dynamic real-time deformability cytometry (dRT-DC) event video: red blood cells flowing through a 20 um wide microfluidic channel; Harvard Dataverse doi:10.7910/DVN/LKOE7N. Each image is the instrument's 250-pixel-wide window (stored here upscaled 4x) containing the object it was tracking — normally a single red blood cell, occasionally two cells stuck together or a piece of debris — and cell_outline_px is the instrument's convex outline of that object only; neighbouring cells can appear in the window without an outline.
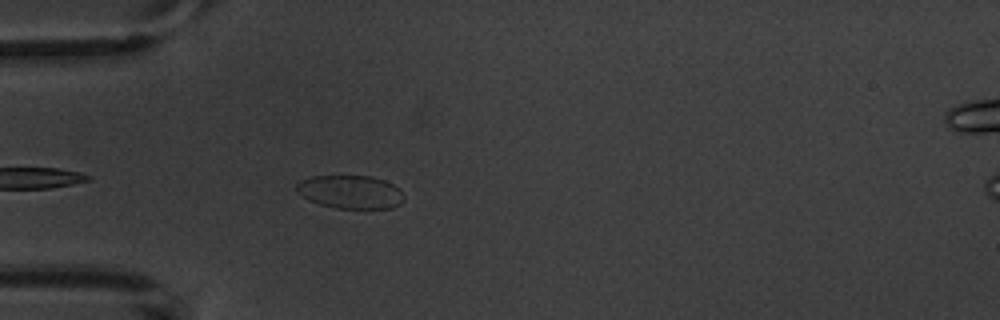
{"species": "common noctule bat (a hibernating species)", "species_latin": "Nyctalus noctula", "temperature_condition": "warm", "stored_images_in_passage": 2, "camera_frame_rate_fps": 3000, "um_per_image_px": 0.085, "animal": {"sex": "male", "body_mass_g": 20.1, "forearm_length_mm": 53.5}, "frame": {"image": 1, "passage_image": 2, "time_ms": 4.333, "image_size_px": [1000, 320], "cell_outline_px": [[404, 200], [400, 204], [392, 208], [336, 208], [320, 204], [308, 200], [296, 192], [296, 184], [300, 180], [312, 176], [372, 176], [384, 180], [400, 188], [404, 196]], "centroid_in_image_um": [29.78, 16.31], "position_along_channel_um": 55.2, "area_um2": 20.98}}